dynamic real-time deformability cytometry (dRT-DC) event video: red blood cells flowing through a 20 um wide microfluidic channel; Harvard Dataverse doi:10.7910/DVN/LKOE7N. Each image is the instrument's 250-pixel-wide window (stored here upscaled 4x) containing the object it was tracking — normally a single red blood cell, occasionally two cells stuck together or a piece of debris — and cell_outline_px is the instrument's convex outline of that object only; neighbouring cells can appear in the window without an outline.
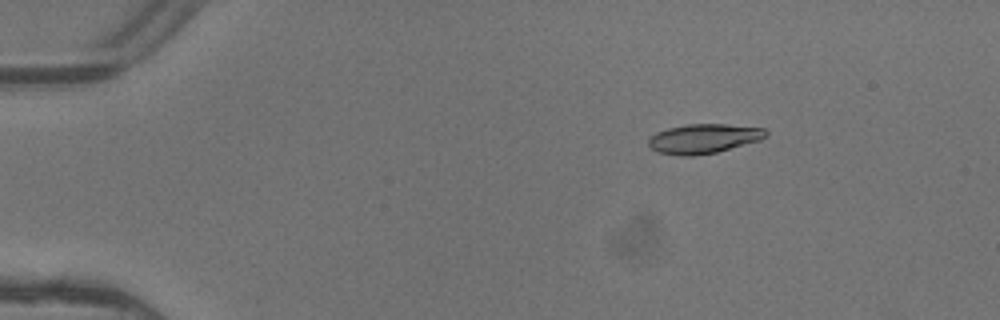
{"species": "common noctule bat (a hibernating species)", "species_latin": "Nyctalus noctula", "temperature_condition": "warm", "stored_images_in_passage": 4, "camera_frame_rate_fps": 3000, "um_per_image_px": 0.085, "animal": {"sex": "female"}, "frame": {"image": 1, "passage_image": 1, "time_ms": 0.0, "image_size_px": [1000, 320], "cell_outline_px": [[768, 136], [760, 140], [716, 152], [692, 156], [680, 156], [660, 152], [652, 148], [648, 144], [648, 140], [656, 132], [668, 128], [688, 124], [724, 124], [764, 128], [768, 132]], "centroid_in_image_um": [59.83, 11.78], "position_along_channel_um": 25.2, "area_um2": 20.0}}
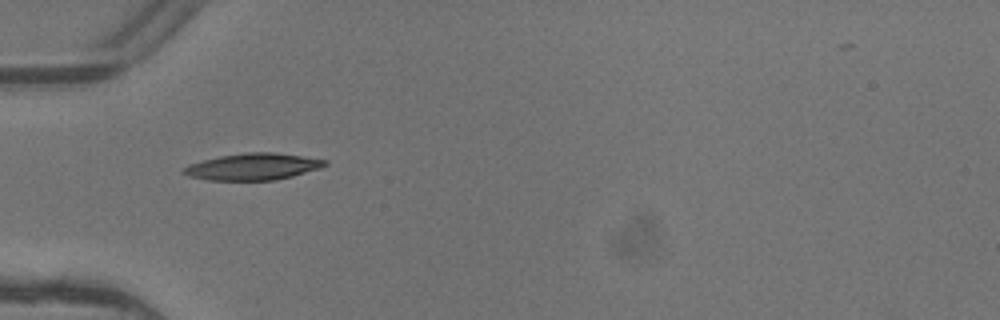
{"frame": {"image": 2, "passage_image": 3, "time_ms": 0.667, "image_size_px": [1000, 320], "cell_outline_px": [[328, 164], [320, 168], [292, 176], [276, 180], [208, 180], [188, 176], [180, 172], [188, 164], [220, 156], [248, 152], [272, 152], [328, 160]], "centroid_in_image_um": [21.48, 14.17], "position_along_channel_um": 63.5, "area_um2": 21.85}}
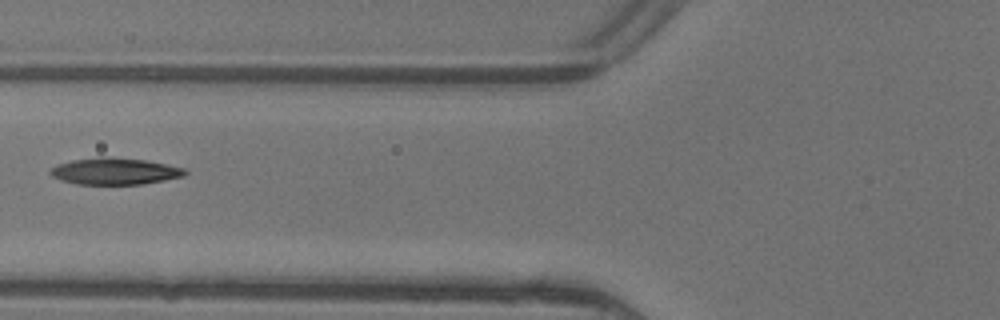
{"frame": {"image": 3, "passage_image": 4, "time_ms": 1.0, "image_size_px": [1000, 320], "cell_outline_px": [[188, 172], [184, 176], [144, 184], [76, 184], [60, 180], [52, 176], [48, 172], [56, 164], [72, 160], [100, 156], [108, 156], [144, 160], [168, 164], [184, 168]], "centroid_in_image_um": [9.74, 14.55], "position_along_channel_um": 116.1, "area_um2": 21.1}}